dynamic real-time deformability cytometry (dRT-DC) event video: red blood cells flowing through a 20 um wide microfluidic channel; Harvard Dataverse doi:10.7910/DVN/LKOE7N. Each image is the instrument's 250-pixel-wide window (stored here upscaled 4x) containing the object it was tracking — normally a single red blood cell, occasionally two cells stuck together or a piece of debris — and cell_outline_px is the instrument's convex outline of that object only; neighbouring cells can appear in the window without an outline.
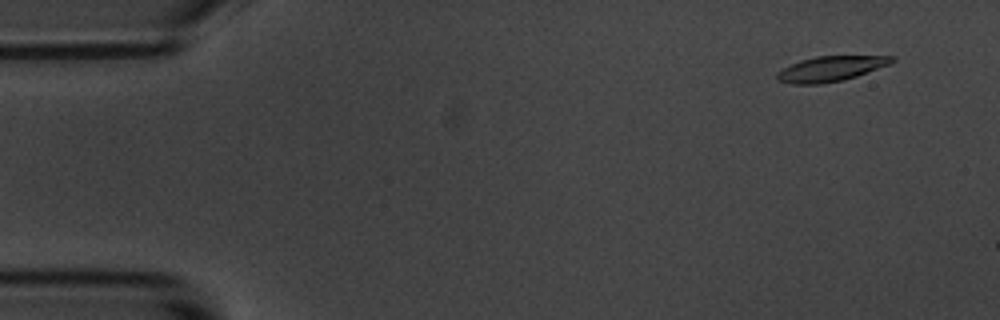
{"species": "common noctule bat (a hibernating species)", "species_latin": "Nyctalus noctula", "temperature_condition": "room temperature", "stored_images_in_passage": 5, "camera_frame_rate_fps": 3000, "um_per_image_px": 0.085, "animal": {"sex": "male", "body_mass_g": 20.1, "forearm_length_mm": 53.5}, "frame": {"image": 1, "passage_image": 1, "time_ms": 0.0, "image_size_px": [1000, 320], "cell_outline_px": [[896, 60], [888, 64], [856, 76], [844, 80], [820, 84], [792, 84], [776, 80], [776, 72], [800, 60], [816, 56], [896, 56]], "centroid_in_image_um": [70.57, 5.85], "position_along_channel_um": 14.4, "area_um2": 16.7}}